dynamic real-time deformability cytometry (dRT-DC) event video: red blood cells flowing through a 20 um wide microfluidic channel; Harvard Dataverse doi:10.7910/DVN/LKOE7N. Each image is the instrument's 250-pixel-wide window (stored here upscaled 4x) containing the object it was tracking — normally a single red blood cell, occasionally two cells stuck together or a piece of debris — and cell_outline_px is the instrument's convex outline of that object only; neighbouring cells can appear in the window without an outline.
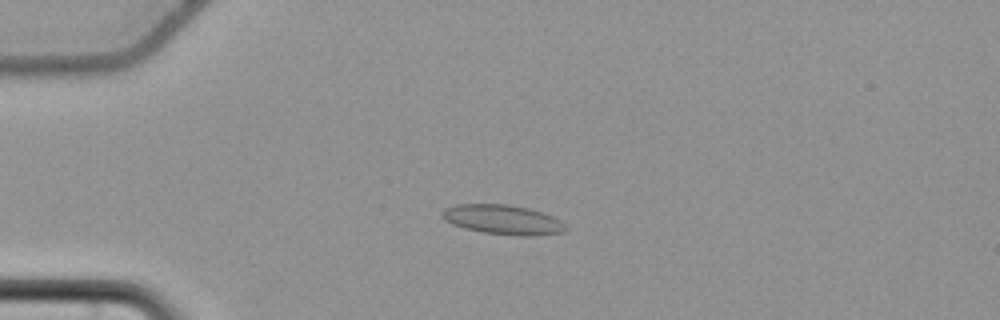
{"species": "common noctule bat (a hibernating species)", "species_latin": "Nyctalus noctula", "temperature_condition": "cold", "stored_images_in_passage": 56, "camera_frame_rate_fps": 3000, "um_per_image_px": 0.085, "animal": {"sex": "female", "body_mass_g": 22.7, "forearm_length_mm": 54.2}, "frame": {"image": 1, "passage_image": 14, "time_ms": 4.333, "image_size_px": [1000, 320], "cell_outline_px": [[568, 228], [564, 232], [536, 236], [520, 236], [484, 232], [464, 228], [452, 224], [444, 220], [440, 216], [440, 212], [444, 208], [456, 204], [508, 204], [528, 208], [552, 216], [560, 220]], "centroid_in_image_um": [42.72, 18.67], "position_along_channel_um": 42.3, "area_um2": 21.44}}
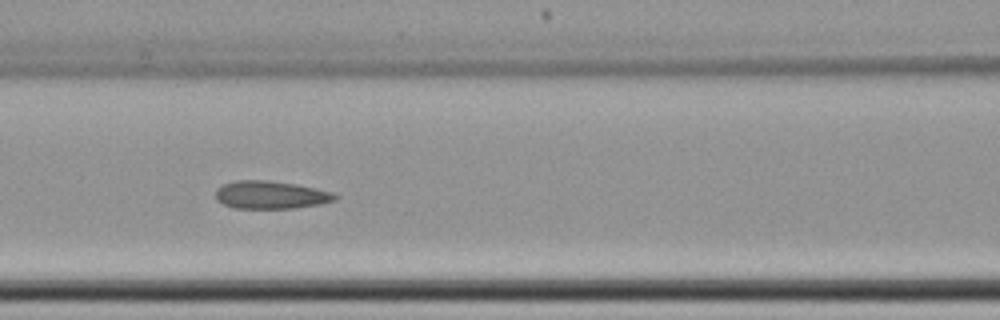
{"frame": {"image": 2, "passage_image": 25, "time_ms": 8.0, "image_size_px": [1000, 320], "cell_outline_px": [[340, 196], [336, 200], [320, 204], [292, 208], [236, 208], [224, 204], [216, 200], [216, 188], [224, 184], [236, 180], [268, 180], [296, 184], [316, 188], [332, 192]], "centroid_in_image_um": [23.03, 16.56], "position_along_channel_um": 143.6, "area_um2": 19.42}}
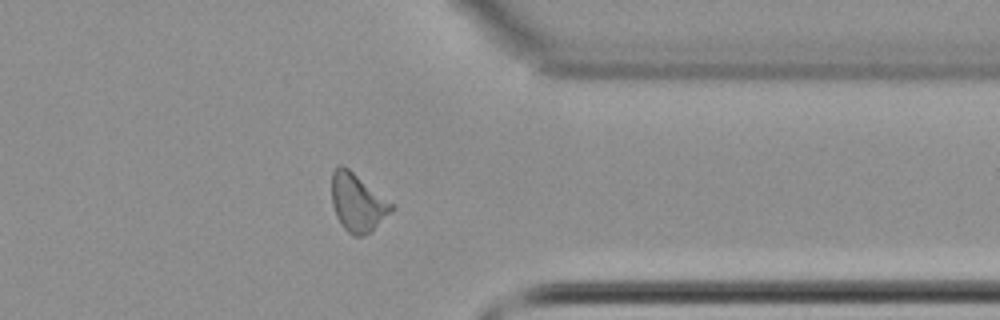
{"frame": {"image": 3, "passage_image": 45, "time_ms": 14.667, "image_size_px": [1000, 320], "cell_outline_px": [[396, 208], [372, 232], [364, 236], [352, 236], [344, 228], [336, 216], [332, 204], [332, 172], [340, 164], [348, 168], [396, 204]], "centroid_in_image_um": [30.45, 17.24], "position_along_channel_um": 381.0, "area_um2": 20.63}, "authors_computed_cell_mechanics": {"area_um2": 19.9121, "velocity_mm_per_s": 3.6649, "shape_relaxation_time_tau1_ms": null, "shape_relaxation_time_tau2_ms": 1.9292, "deformation_change_tau1": null, "deformation_change_tau2": 0.072}}